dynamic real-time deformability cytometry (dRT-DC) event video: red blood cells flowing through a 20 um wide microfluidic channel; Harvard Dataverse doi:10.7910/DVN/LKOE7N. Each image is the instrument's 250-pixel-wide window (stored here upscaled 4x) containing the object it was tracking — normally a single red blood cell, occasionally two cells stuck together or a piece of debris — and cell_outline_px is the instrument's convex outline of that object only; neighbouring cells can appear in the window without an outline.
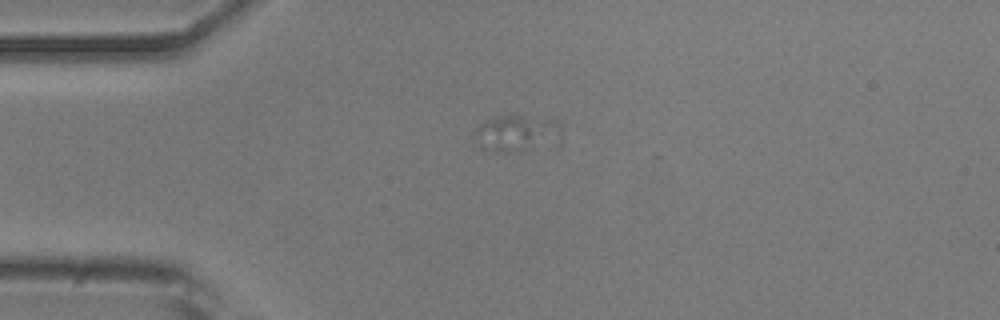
{"species": "common noctule bat (a hibernating species)", "species_latin": "Nyctalus noctula", "temperature_condition": "room temperature", "stored_images_in_passage": 5, "camera_frame_rate_fps": 3000, "um_per_image_px": 0.085, "animal": {"sex": "male", "body_mass_g": 20.5, "forearm_length_mm": 52.5}, "frame": {"image": 1, "passage_image": 1, "time_ms": 0.0, "image_size_px": [1000, 320], "cell_outline_px": [[560, 144], [516, 152], [496, 152], [480, 148], [472, 144], [476, 128], [480, 124], [496, 116], [524, 116], [560, 120]], "centroid_in_image_um": [43.93, 11.37], "position_along_channel_um": 41.1, "area_um2": 19.19}}
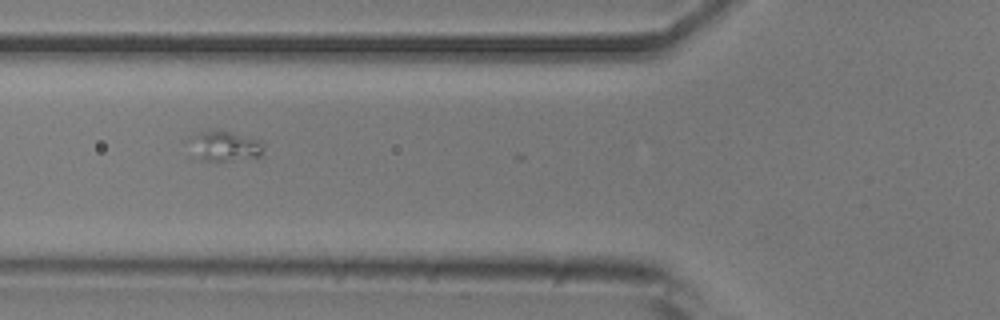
{"frame": {"image": 2, "passage_image": 3, "time_ms": 0.667, "image_size_px": [1000, 320], "cell_outline_px": [[264, 148], [260, 156], [228, 160], [208, 160], [200, 156], [184, 140], [188, 136], [196, 132], [212, 128], [220, 128], [260, 140], [264, 144]], "centroid_in_image_um": [19.05, 12.31], "position_along_channel_um": 106.8, "area_um2": 13.29}}
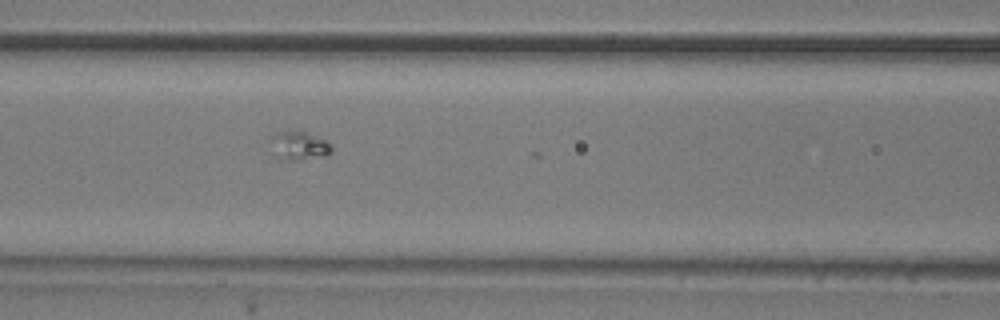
{"frame": {"image": 3, "passage_image": 4, "time_ms": 1.0, "image_size_px": [1000, 320], "cell_outline_px": [[332, 152], [324, 156], [292, 160], [288, 160], [272, 156], [268, 136], [276, 132], [288, 128], [304, 132], [324, 140], [332, 148]], "centroid_in_image_um": [25.26, 12.35], "position_along_channel_um": 141.3, "area_um2": 10.52}}